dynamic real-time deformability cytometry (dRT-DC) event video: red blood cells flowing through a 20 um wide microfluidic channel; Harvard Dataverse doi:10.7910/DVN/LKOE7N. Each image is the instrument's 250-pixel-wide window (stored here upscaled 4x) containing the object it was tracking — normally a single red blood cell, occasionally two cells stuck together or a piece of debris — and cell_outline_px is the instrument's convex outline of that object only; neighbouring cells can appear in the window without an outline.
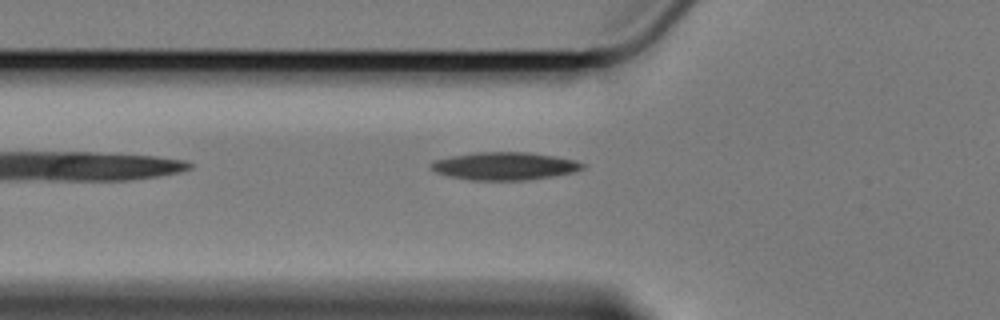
{"species": "Egyptian fruit bat (a non-hibernating species)", "species_latin": "Rousettus aegyptiacus", "temperature_condition": "cold", "stored_images_in_passage": 28, "camera_frame_rate_fps": 3000, "um_per_image_px": 0.085, "animal": {"sex": "female"}, "frame": {"image": 1, "passage_image": 9, "time_ms": 2.667, "image_size_px": [1000, 320], "cell_outline_px": [[588, 164], [584, 168], [572, 172], [552, 176], [528, 180], [468, 180], [448, 176], [436, 172], [428, 168], [428, 164], [432, 160], [452, 156], [476, 152], [528, 152], [556, 156], [576, 160]], "centroid_in_image_um": [42.86, 14.11], "position_along_channel_um": 82.9, "area_um2": 24.85}}
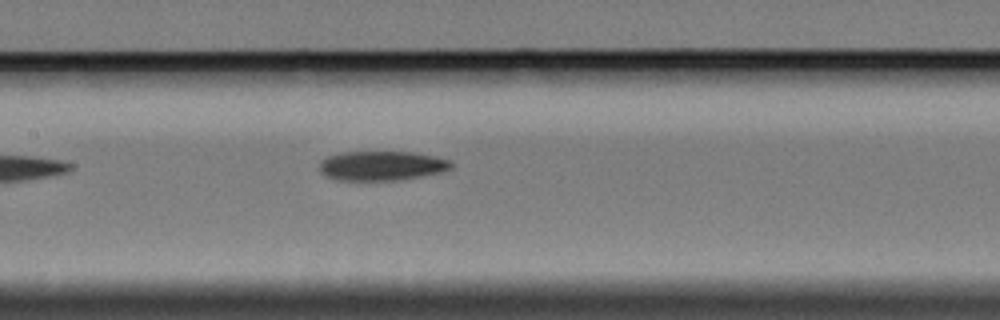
{"frame": {"image": 2, "passage_image": 17, "time_ms": 5.333, "image_size_px": [1000, 320], "cell_outline_px": [[452, 168], [440, 172], [404, 180], [336, 180], [324, 176], [320, 172], [320, 160], [328, 156], [344, 152], [412, 152], [432, 156], [448, 160], [452, 164]], "centroid_in_image_um": [32.4, 14.1], "position_along_channel_um": 175.0, "area_um2": 22.6}}
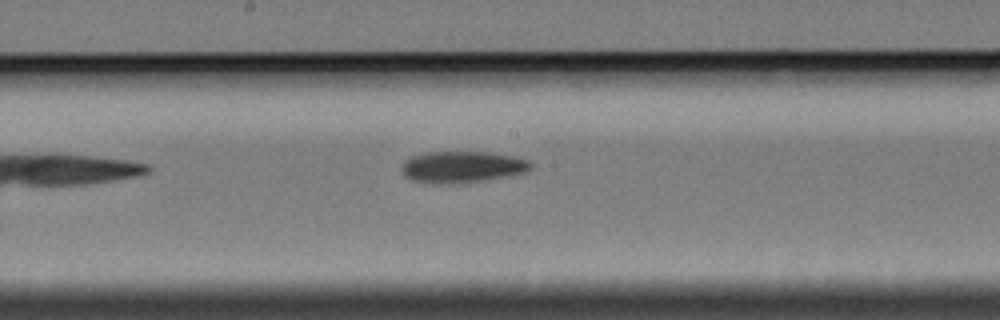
{"frame": {"image": 3, "passage_image": 20, "time_ms": 6.333, "image_size_px": [1000, 320], "cell_outline_px": [[532, 168], [528, 172], [468, 184], [432, 184], [412, 180], [404, 176], [400, 168], [404, 160], [412, 156], [428, 152], [488, 152], [512, 156], [528, 160], [532, 164]], "centroid_in_image_um": [39.28, 14.22], "position_along_channel_um": 208.9, "area_um2": 24.28}}